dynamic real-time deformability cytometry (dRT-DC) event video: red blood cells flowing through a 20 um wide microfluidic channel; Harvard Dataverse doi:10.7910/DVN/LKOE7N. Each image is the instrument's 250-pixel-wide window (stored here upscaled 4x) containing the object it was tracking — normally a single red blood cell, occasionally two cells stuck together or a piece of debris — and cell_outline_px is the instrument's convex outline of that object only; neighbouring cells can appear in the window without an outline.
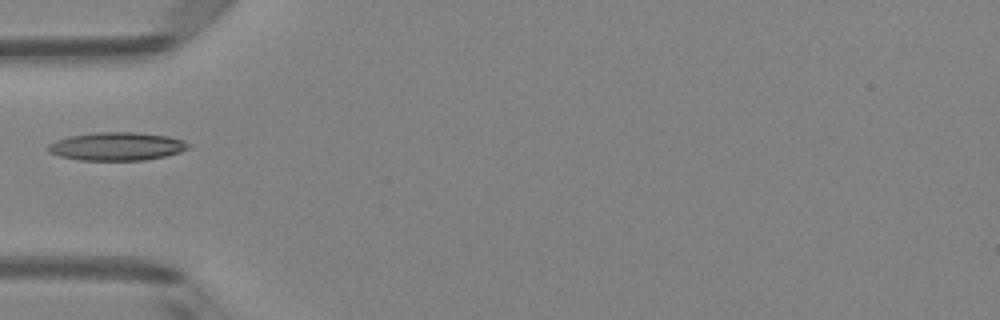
{"species": "Egyptian fruit bat (a non-hibernating species)", "species_latin": "Rousettus aegyptiacus", "temperature_condition": "room temperature", "stored_images_in_passage": 5, "camera_frame_rate_fps": 3000, "um_per_image_px": 0.085, "animal": {"sex": "female"}, "frame": {"image": 1, "passage_image": 4, "time_ms": 1.0, "image_size_px": [1000, 320], "cell_outline_px": [[192, 148], [180, 152], [164, 156], [144, 160], [80, 160], [60, 156], [48, 152], [48, 144], [56, 140], [68, 136], [96, 132], [136, 132], [168, 136], [184, 140], [192, 144]], "centroid_in_image_um": [9.97, 12.43], "position_along_channel_um": 75.0, "area_um2": 23.24}}
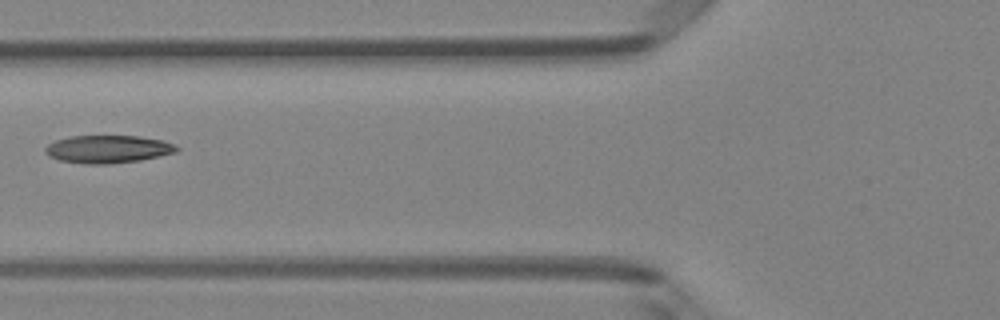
{"frame": {"image": 2, "passage_image": 5, "time_ms": 1.333, "image_size_px": [1000, 320], "cell_outline_px": [[180, 148], [176, 152], [140, 160], [108, 164], [84, 164], [60, 160], [48, 156], [44, 152], [44, 148], [48, 144], [56, 140], [72, 136], [136, 136], [160, 140], [172, 144]], "centroid_in_image_um": [9.12, 12.68], "position_along_channel_um": 116.7, "area_um2": 21.1}}